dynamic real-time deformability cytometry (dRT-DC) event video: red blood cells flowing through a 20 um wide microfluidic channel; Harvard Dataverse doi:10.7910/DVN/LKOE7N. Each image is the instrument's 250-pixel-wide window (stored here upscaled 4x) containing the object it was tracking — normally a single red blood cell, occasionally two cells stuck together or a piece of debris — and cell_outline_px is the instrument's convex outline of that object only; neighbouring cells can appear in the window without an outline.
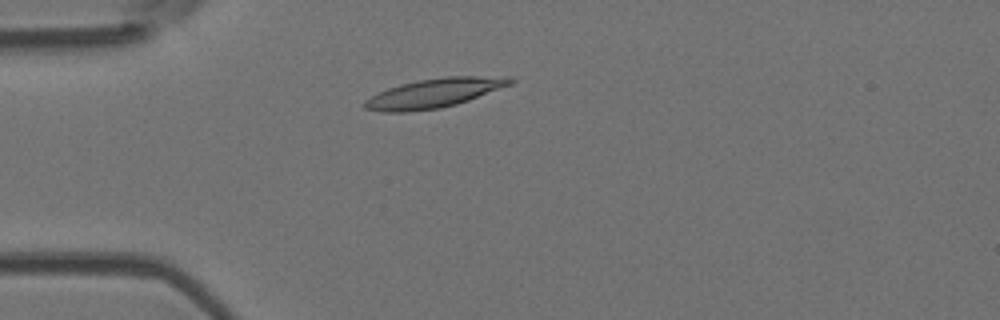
{"species": "Egyptian fruit bat (a non-hibernating species)", "species_latin": "Rousettus aegyptiacus", "temperature_condition": "room temperature", "stored_images_in_passage": 50, "camera_frame_rate_fps": 3000, "um_per_image_px": 0.085, "animal": {"sex": "female"}, "frame": {"image": 1, "passage_image": 10, "time_ms": 3.0, "image_size_px": [1000, 320], "cell_outline_px": [[516, 80], [512, 84], [468, 100], [456, 104], [440, 108], [408, 112], [380, 112], [364, 108], [364, 100], [388, 88], [400, 84], [420, 80], [444, 76], [512, 76]], "centroid_in_image_um": [36.94, 7.9], "position_along_channel_um": 48.1, "area_um2": 24.8}}
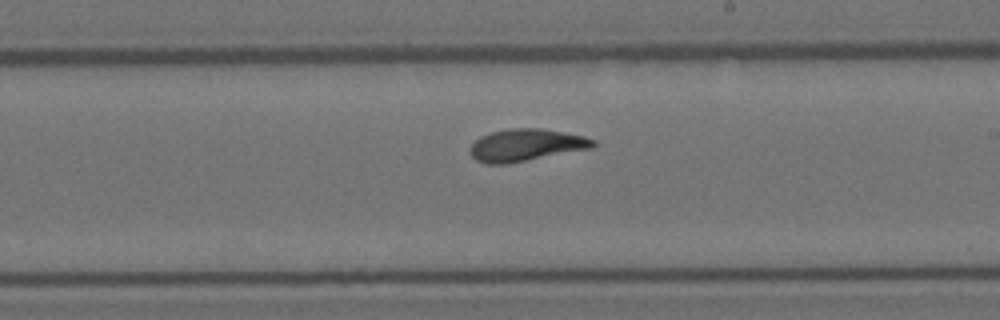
{"frame": {"image": 2, "passage_image": 27, "time_ms": 8.667, "image_size_px": [1000, 320], "cell_outline_px": [[596, 144], [592, 148], [508, 164], [488, 164], [476, 160], [472, 156], [472, 144], [480, 136], [492, 132], [512, 128], [540, 128], [584, 136], [596, 140]], "centroid_in_image_um": [44.74, 12.34], "position_along_channel_um": 244.3, "area_um2": 22.89}}
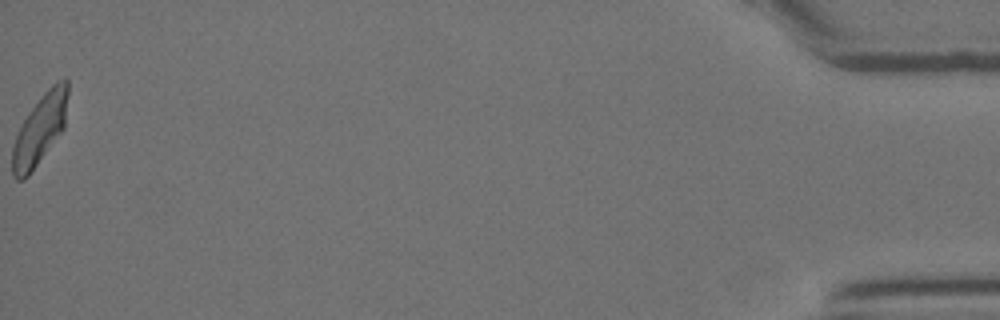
{"frame": {"image": 3, "passage_image": 50, "time_ms": 16.333, "image_size_px": [1000, 320], "cell_outline_px": [[68, 96], [64, 128], [28, 176], [24, 180], [16, 180], [12, 176], [12, 148], [16, 136], [28, 112], [44, 92], [56, 80], [64, 76], [68, 80]], "centroid_in_image_um": [3.4, 10.97], "position_along_channel_um": 431.8, "area_um2": 22.6}, "authors_computed_cell_mechanics": {"area_um2": 22.7443, "velocity_mm_per_s": 3.7411, "shape_relaxation_time_tau1_ms": 4.4904, "shape_relaxation_time_tau2_ms": 1.3641, "deformation_change_tau1": 0.1848, "deformation_change_tau2": 0.0861}}